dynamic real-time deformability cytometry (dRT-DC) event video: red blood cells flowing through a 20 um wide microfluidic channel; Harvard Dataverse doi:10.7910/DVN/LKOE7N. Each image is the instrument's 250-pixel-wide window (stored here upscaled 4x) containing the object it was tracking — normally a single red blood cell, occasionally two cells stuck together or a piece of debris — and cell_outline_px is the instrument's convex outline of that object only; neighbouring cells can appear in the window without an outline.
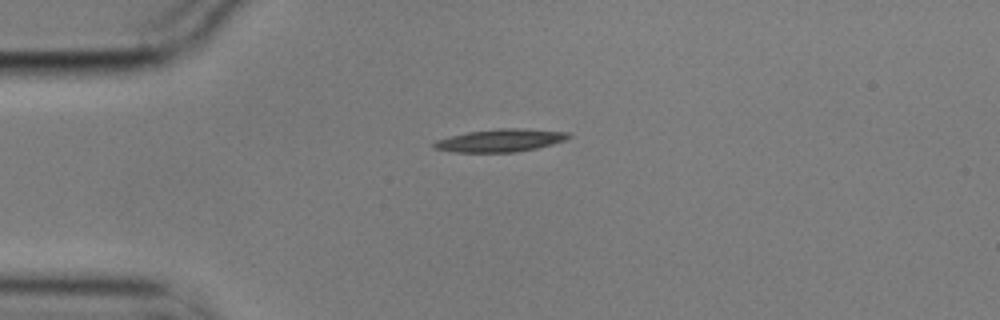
{"species": "common noctule bat (a hibernating species)", "species_latin": "Nyctalus noctula", "temperature_condition": "cold", "stored_images_in_passage": 44, "camera_frame_rate_fps": 3000, "um_per_image_px": 0.085, "animal": {"sex": "male", "body_mass_g": 17.9}, "frame": {"image": 1, "passage_image": 1, "time_ms": 0.0, "image_size_px": [1000, 320], "cell_outline_px": [[572, 136], [564, 140], [552, 144], [536, 148], [516, 152], [456, 152], [436, 148], [432, 144], [436, 140], [468, 132], [500, 128], [524, 128], [568, 132]], "centroid_in_image_um": [42.57, 11.93], "position_along_channel_um": 42.4, "area_um2": 17.63}}
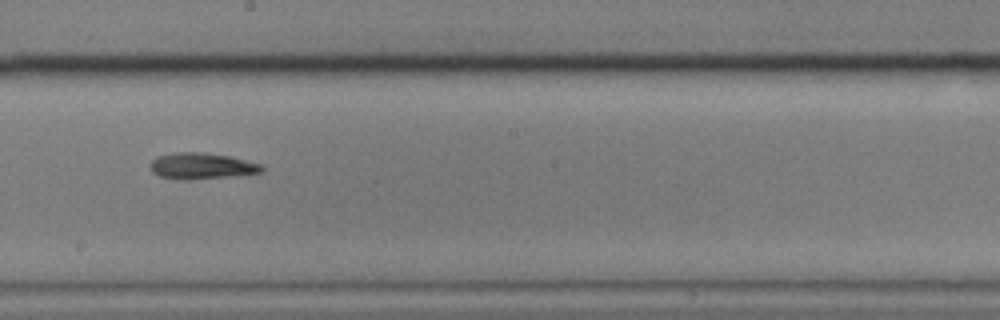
{"frame": {"image": 2, "passage_image": 19, "time_ms": 6.0, "image_size_px": [1000, 320], "cell_outline_px": [[264, 172], [228, 176], [188, 180], [184, 180], [160, 176], [152, 172], [148, 164], [156, 156], [172, 152], [204, 152], [232, 156], [264, 164]], "centroid_in_image_um": [17.15, 14.09], "position_along_channel_um": 231.1, "area_um2": 17.34}}
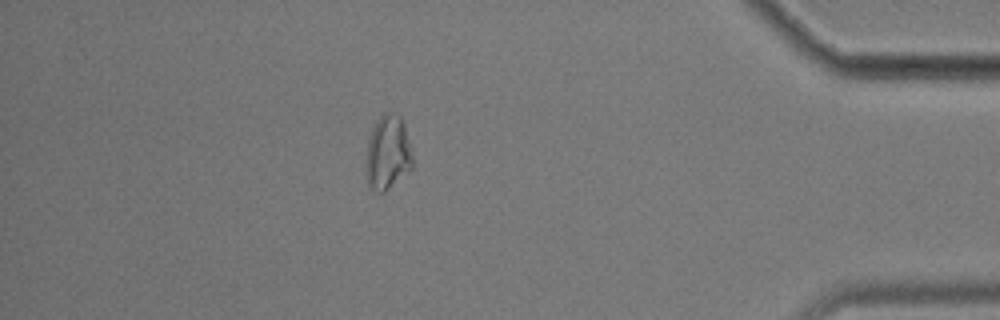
{"frame": {"image": 3, "passage_image": 37, "time_ms": 12.0, "image_size_px": [1000, 320], "cell_outline_px": [[412, 168], [384, 192], [380, 192], [368, 188], [368, 136], [376, 120], [384, 112], [392, 112], [400, 116], [404, 124], [412, 148]], "centroid_in_image_um": [32.99, 12.93], "position_along_channel_um": 402.2, "area_um2": 19.94}, "authors_computed_cell_mechanics": {"area_um2": 17.1955, "velocity_mm_per_s": 3.5319, "shape_relaxation_time_tau1_ms": 3.5588, "shape_relaxation_time_tau2_ms": 11.2902, "deformation_change_tau1": 0.1535, "deformation_change_tau2": 0.2324}}